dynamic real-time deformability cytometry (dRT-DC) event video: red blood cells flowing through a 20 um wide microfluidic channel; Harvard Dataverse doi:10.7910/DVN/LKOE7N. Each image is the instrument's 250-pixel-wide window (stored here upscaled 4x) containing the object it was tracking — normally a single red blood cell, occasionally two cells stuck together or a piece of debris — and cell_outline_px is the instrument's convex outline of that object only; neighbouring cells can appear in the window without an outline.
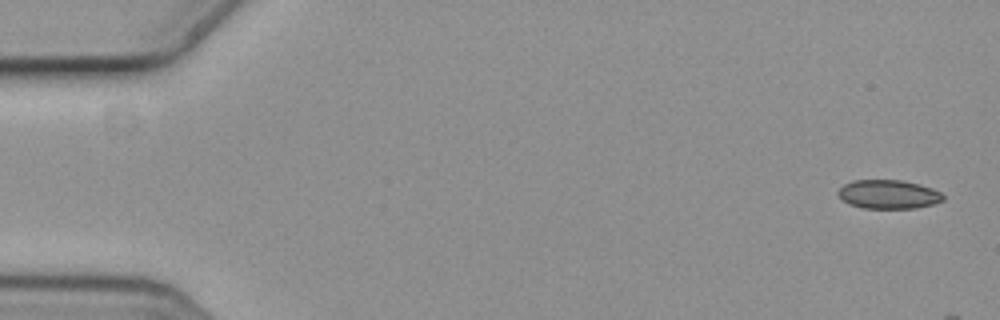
{"species": "common noctule bat (a hibernating species)", "species_latin": "Nyctalus noctula", "temperature_condition": "cold", "stored_images_in_passage": 10, "camera_frame_rate_fps": 3000, "um_per_image_px": 0.085, "animal": {"sex": "female", "body_mass_g": 19.3, "forearm_length_mm": 54.1}, "frame": {"image": 1, "passage_image": 1, "time_ms": 0.0, "image_size_px": [1000, 320], "cell_outline_px": [[944, 200], [932, 204], [916, 208], [864, 208], [848, 204], [836, 192], [844, 184], [852, 180], [900, 180], [932, 188], [940, 192], [944, 196]], "centroid_in_image_um": [75.5, 16.52], "position_along_channel_um": 9.5, "area_um2": 17.51}}
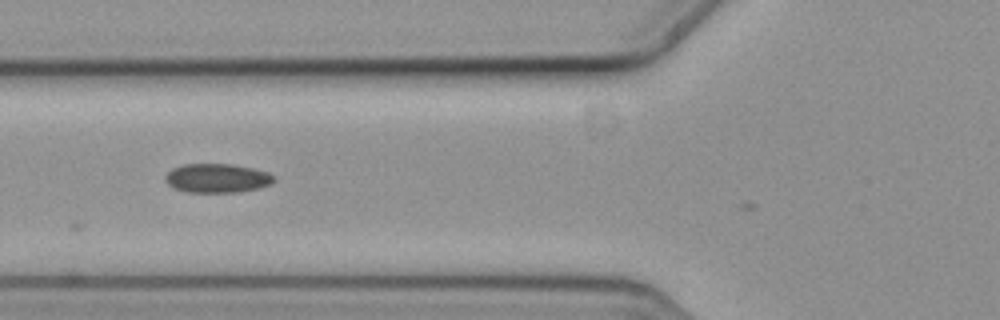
{"frame": {"image": 2, "passage_image": 7, "time_ms": 2.0, "image_size_px": [1000, 320], "cell_outline_px": [[276, 180], [272, 184], [260, 188], [236, 192], [184, 192], [168, 184], [164, 180], [164, 176], [172, 168], [184, 164], [232, 164], [252, 168], [268, 172], [276, 176]], "centroid_in_image_um": [18.48, 15.14], "position_along_channel_um": 107.3, "area_um2": 18.55}}
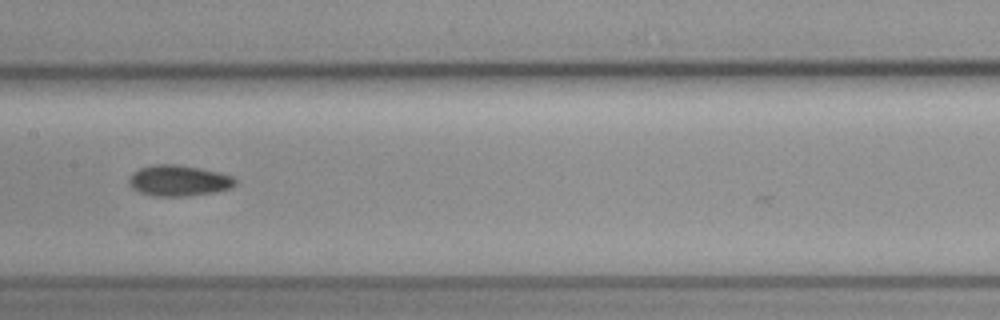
{"frame": {"image": 3, "passage_image": 9, "time_ms": 2.667, "image_size_px": [1000, 320], "cell_outline_px": [[236, 184], [232, 188], [216, 192], [188, 196], [152, 196], [140, 192], [132, 188], [128, 184], [128, 180], [132, 172], [140, 168], [152, 164], [180, 164], [220, 172], [232, 176], [236, 180]], "centroid_in_image_um": [15.19, 15.35], "position_along_channel_um": 192.2, "area_um2": 19.48}}